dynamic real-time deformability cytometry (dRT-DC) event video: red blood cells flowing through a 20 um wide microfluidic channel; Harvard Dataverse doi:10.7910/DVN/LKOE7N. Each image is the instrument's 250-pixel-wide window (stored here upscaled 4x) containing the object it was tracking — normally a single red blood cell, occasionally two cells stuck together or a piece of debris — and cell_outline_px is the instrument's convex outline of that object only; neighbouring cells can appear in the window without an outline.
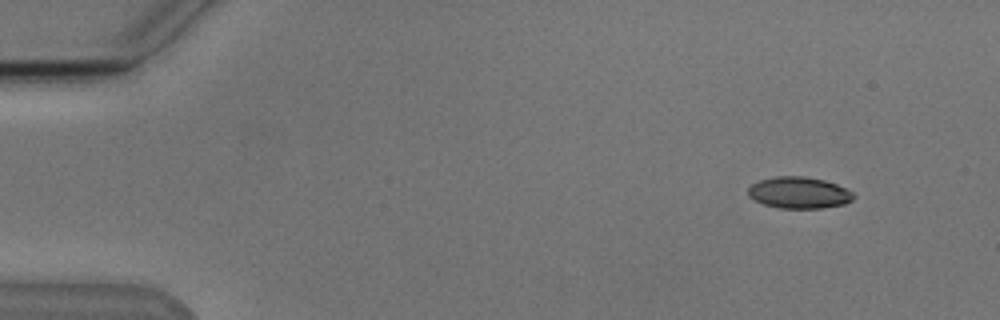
{"species": "Egyptian fruit bat (a non-hibernating species)", "species_latin": "Rousettus aegyptiacus", "temperature_condition": "cold", "stored_images_in_passage": 4, "camera_frame_rate_fps": 3000, "um_per_image_px": 0.085, "animal": {"sex": "male"}, "frame": {"image": 1, "passage_image": 1, "time_ms": 0.0, "image_size_px": [1000, 320], "cell_outline_px": [[856, 196], [852, 200], [844, 204], [820, 208], [780, 208], [764, 204], [748, 196], [748, 188], [752, 184], [760, 180], [776, 176], [804, 176], [824, 180], [836, 184], [852, 192]], "centroid_in_image_um": [67.91, 16.37], "position_along_channel_um": 17.1, "area_um2": 19.25}}
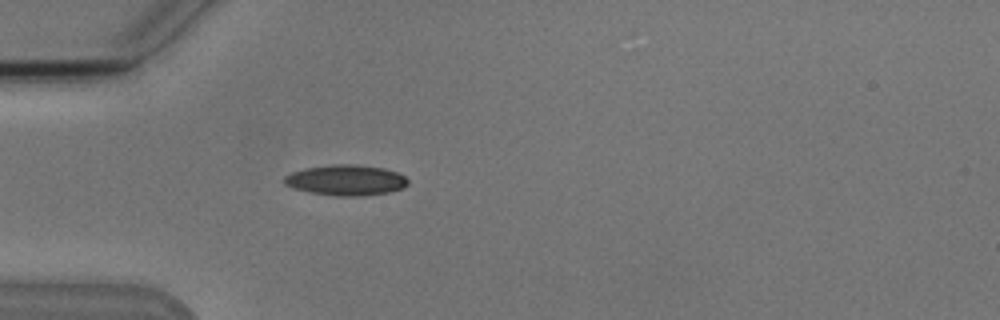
{"frame": {"image": 2, "passage_image": 4, "time_ms": 3.667, "image_size_px": [1000, 320], "cell_outline_px": [[408, 184], [404, 188], [388, 192], [360, 196], [336, 196], [312, 192], [292, 188], [284, 184], [284, 176], [292, 172], [308, 168], [332, 164], [352, 164], [384, 168], [396, 172], [404, 176], [408, 180]], "centroid_in_image_um": [29.41, 15.31], "position_along_channel_um": 55.6, "area_um2": 21.91}}